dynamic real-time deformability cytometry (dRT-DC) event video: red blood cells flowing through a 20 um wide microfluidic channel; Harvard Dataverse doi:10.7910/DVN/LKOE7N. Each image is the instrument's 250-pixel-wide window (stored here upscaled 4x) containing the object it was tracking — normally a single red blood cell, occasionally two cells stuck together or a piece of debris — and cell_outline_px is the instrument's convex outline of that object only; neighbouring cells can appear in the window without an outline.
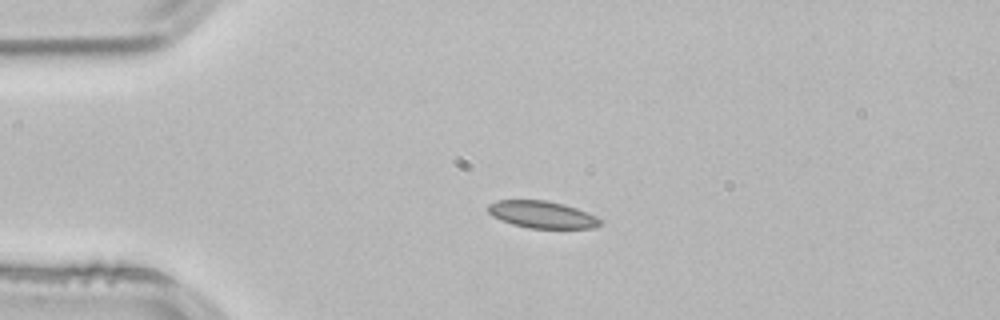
{"species": "common noctule bat (a hibernating species)", "species_latin": "Nyctalus noctula", "temperature_condition": "room temperature", "stored_images_in_passage": 2, "camera_frame_rate_fps": 3000, "um_per_image_px": 0.085, "animal": {"sex": "male", "body_mass_g": 21.5, "forearm_length_mm": 52.0}, "frame": {"image": 1, "passage_image": 1, "time_ms": 0.0, "image_size_px": [1000, 320], "cell_outline_px": [[600, 224], [592, 228], [528, 228], [512, 224], [500, 220], [492, 216], [488, 212], [488, 204], [496, 200], [544, 200], [564, 204], [576, 208], [596, 216], [600, 220]], "centroid_in_image_um": [46.03, 18.23], "position_along_channel_um": 39.0, "area_um2": 17.63}}
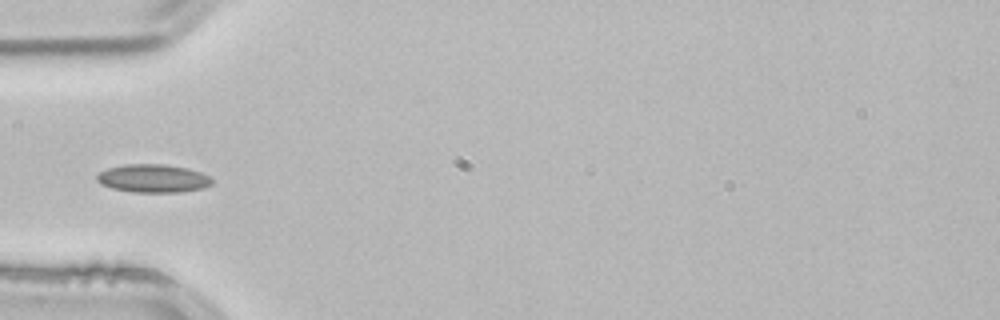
{"frame": {"image": 2, "passage_image": 2, "time_ms": 0.333, "image_size_px": [1000, 320], "cell_outline_px": [[212, 184], [204, 188], [180, 192], [132, 192], [112, 188], [100, 184], [96, 180], [96, 176], [100, 172], [108, 168], [124, 164], [164, 164], [188, 168], [200, 172], [208, 176], [212, 180]], "centroid_in_image_um": [13.0, 15.16], "position_along_channel_um": 72.0, "area_um2": 18.96}}